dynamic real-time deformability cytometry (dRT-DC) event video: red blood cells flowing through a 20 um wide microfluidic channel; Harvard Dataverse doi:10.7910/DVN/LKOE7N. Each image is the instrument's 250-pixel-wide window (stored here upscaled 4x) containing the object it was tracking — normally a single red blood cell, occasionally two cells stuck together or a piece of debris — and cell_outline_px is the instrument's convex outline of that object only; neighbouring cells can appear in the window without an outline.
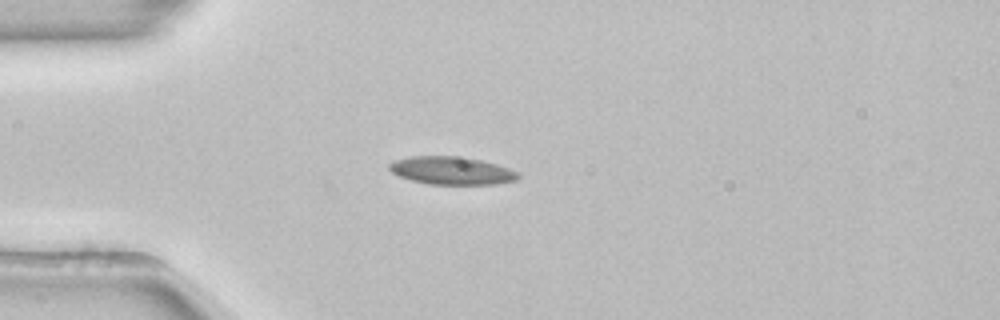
{"species": "common noctule bat (a hibernating species)", "species_latin": "Nyctalus noctula", "temperature_condition": "room temperature", "stored_images_in_passage": 40, "camera_frame_rate_fps": 3000, "um_per_image_px": 0.085, "animal": {"sex": "female", "body_mass_g": 22.7, "forearm_length_mm": 54.2}, "frame": {"image": 1, "passage_image": 1, "time_ms": 0.0, "image_size_px": [1000, 320], "cell_outline_px": [[520, 176], [516, 180], [496, 184], [428, 184], [412, 180], [400, 176], [392, 172], [388, 168], [388, 164], [392, 160], [412, 156], [464, 156], [496, 164], [508, 168], [516, 172]], "centroid_in_image_um": [38.35, 14.49], "position_along_channel_um": 46.6, "area_um2": 20.92}}
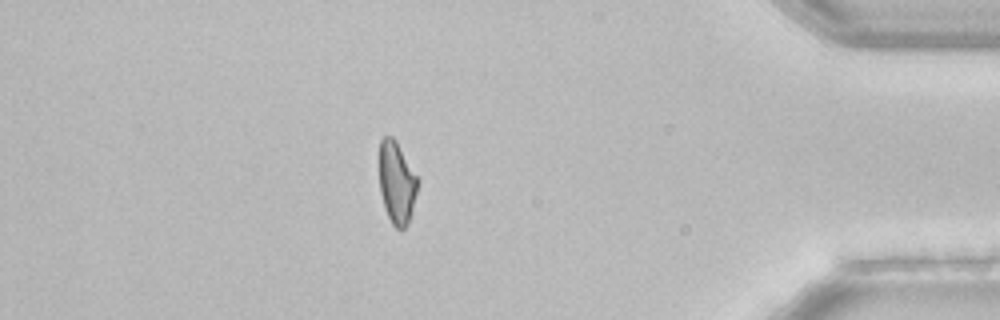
{"frame": {"image": 2, "passage_image": 33, "time_ms": 10.667, "image_size_px": [1000, 320], "cell_outline_px": [[420, 180], [408, 224], [404, 228], [396, 228], [392, 224], [384, 208], [380, 192], [380, 140], [384, 136], [392, 136], [396, 140]], "centroid_in_image_um": [33.73, 15.52], "position_along_channel_um": 401.5, "area_um2": 18.44}, "authors_computed_cell_mechanics": {"area_um2": 20.4901, "velocity_mm_per_s": 3.8926, "shape_relaxation_time_tau1_ms": null, "shape_relaxation_time_tau2_ms": 4.1978, "deformation_change_tau1": null, "deformation_change_tau2": 0.1015}}